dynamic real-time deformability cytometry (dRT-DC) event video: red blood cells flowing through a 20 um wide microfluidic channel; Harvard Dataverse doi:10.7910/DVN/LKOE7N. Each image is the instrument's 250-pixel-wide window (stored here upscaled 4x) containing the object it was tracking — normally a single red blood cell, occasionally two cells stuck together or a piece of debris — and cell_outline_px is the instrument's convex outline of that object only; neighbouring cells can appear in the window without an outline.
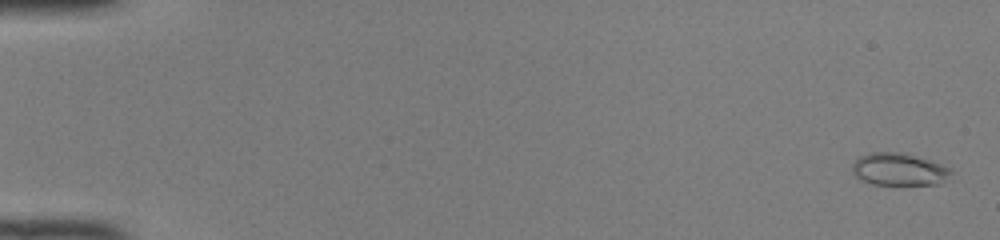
{"species": "common noctule bat (a hibernating species)", "species_latin": "Nyctalus noctula", "temperature_condition": "room temperature", "stored_images_in_passage": 51, "camera_frame_rate_fps": 3000, "um_per_image_px": 0.085, "animal": {"sex": "female", "body_mass_g": 22.0, "forearm_length_mm": 56.7}, "frame": {"image": 1, "passage_image": 2, "time_ms": 0.333, "image_size_px": [1000, 240], "cell_outline_px": [[952, 172], [940, 184], [872, 184], [860, 180], [852, 172], [852, 164], [860, 156], [872, 152], [908, 152], [952, 168]], "centroid_in_image_um": [76.41, 14.37], "position_along_channel_um": 8.6, "area_um2": 18.79}}
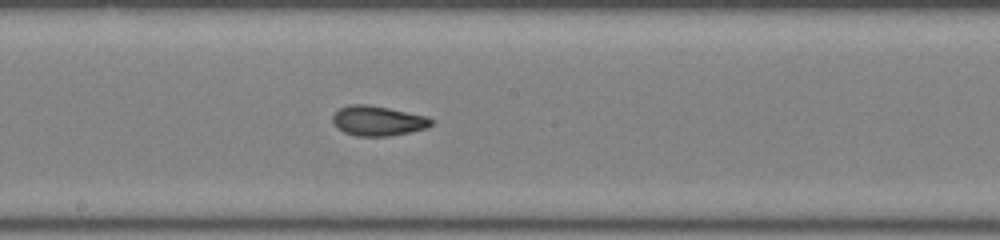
{"frame": {"image": 2, "passage_image": 29, "time_ms": 9.333, "image_size_px": [1000, 240], "cell_outline_px": [[436, 120], [428, 128], [388, 136], [356, 136], [344, 132], [332, 120], [332, 116], [340, 108], [348, 104], [368, 104], [428, 116]], "centroid_in_image_um": [32.16, 10.26], "position_along_channel_um": 216.0, "area_um2": 17.17}}
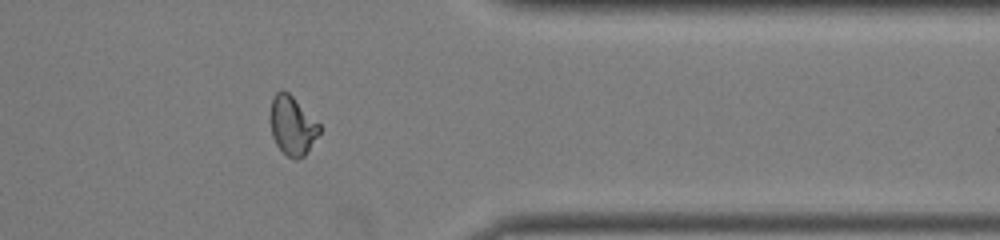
{"frame": {"image": 3, "passage_image": 42, "time_ms": 13.667, "image_size_px": [1000, 240], "cell_outline_px": [[320, 132], [304, 156], [296, 160], [292, 160], [276, 144], [272, 136], [268, 116], [272, 96], [280, 88], [284, 88], [320, 124]], "centroid_in_image_um": [24.8, 10.63], "position_along_channel_um": 386.6, "area_um2": 17.17}, "authors_computed_cell_mechanics": {"area_um2": 17.5712, "velocity_mm_per_s": 4.1285, "shape_relaxation_time_tau1_ms": null, "shape_relaxation_time_tau2_ms": 0.9798, "deformation_change_tau1": null, "deformation_change_tau2": 0.0536}}